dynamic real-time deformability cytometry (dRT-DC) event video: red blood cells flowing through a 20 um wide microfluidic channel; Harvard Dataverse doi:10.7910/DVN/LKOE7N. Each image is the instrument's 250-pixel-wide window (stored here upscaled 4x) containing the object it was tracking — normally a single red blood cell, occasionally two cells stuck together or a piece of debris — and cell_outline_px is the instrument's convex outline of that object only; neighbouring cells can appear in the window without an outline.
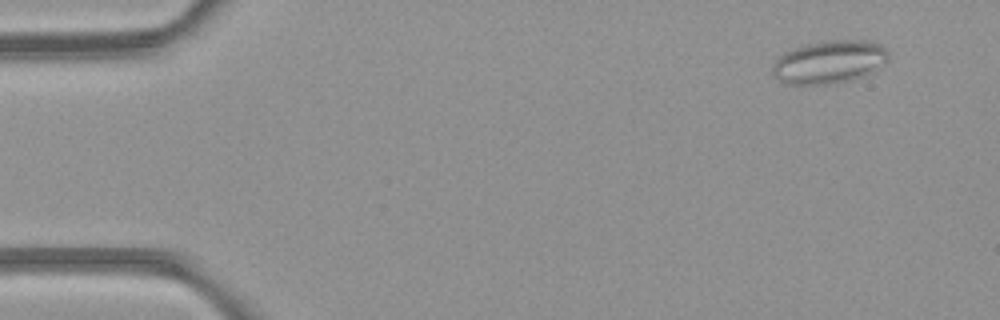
{"species": "common noctule bat (a hibernating species)", "species_latin": "Nyctalus noctula", "temperature_condition": "room temperature", "stored_images_in_passage": 4, "camera_frame_rate_fps": 3000, "um_per_image_px": 0.085, "animal": {"sex": "female", "body_mass_g": 21.9}, "frame": {"image": 1, "passage_image": 1, "time_ms": 0.0, "image_size_px": [1000, 320], "cell_outline_px": [[888, 60], [872, 72], [864, 76], [832, 84], [788, 84], [780, 80], [772, 72], [772, 68], [776, 60], [780, 56], [796, 48], [808, 44], [828, 40], [868, 40], [880, 44], [888, 52]], "centroid_in_image_um": [70.53, 5.27], "position_along_channel_um": 14.5, "area_um2": 28.67}}